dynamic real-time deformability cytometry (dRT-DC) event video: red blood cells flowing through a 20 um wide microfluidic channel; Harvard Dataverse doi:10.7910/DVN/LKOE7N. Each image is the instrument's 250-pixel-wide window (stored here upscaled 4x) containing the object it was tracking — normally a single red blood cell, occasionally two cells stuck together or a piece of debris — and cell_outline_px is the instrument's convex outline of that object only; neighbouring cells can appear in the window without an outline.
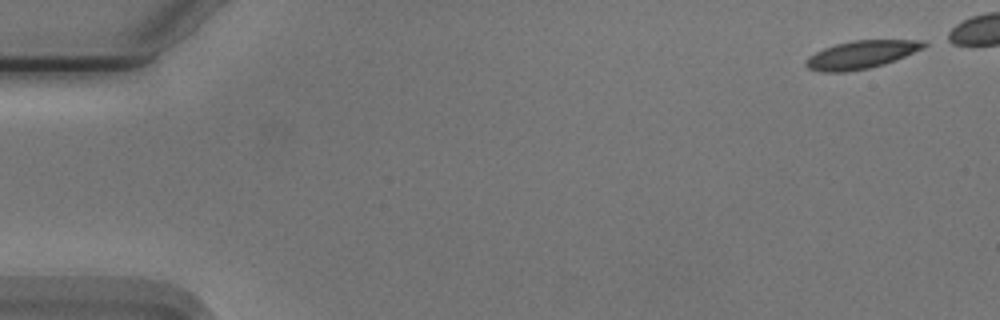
{"species": "Egyptian fruit bat (a non-hibernating species)", "species_latin": "Rousettus aegyptiacus", "temperature_condition": "cold", "stored_images_in_passage": 46, "camera_frame_rate_fps": 3000, "um_per_image_px": 0.085, "animal": {"sex": "male"}, "frame": {"image": 1, "passage_image": 1, "time_ms": 0.0, "image_size_px": [1000, 320], "cell_outline_px": [[928, 44], [924, 48], [896, 60], [884, 64], [868, 68], [848, 72], [820, 72], [808, 68], [804, 64], [808, 56], [824, 48], [836, 44], [852, 40], [924, 40]], "centroid_in_image_um": [73.21, 4.65], "position_along_channel_um": 11.8, "area_um2": 19.31}}
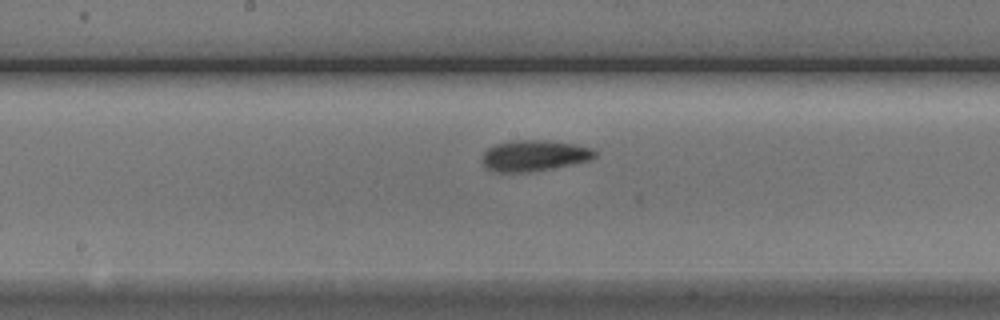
{"frame": {"image": 2, "passage_image": 27, "time_ms": 8.667, "image_size_px": [1000, 320], "cell_outline_px": [[596, 156], [592, 160], [532, 172], [492, 172], [480, 160], [484, 152], [488, 148], [496, 144], [516, 140], [548, 140], [572, 144], [592, 148], [596, 152]], "centroid_in_image_um": [45.4, 13.23], "position_along_channel_um": 202.8, "area_um2": 20.4}}
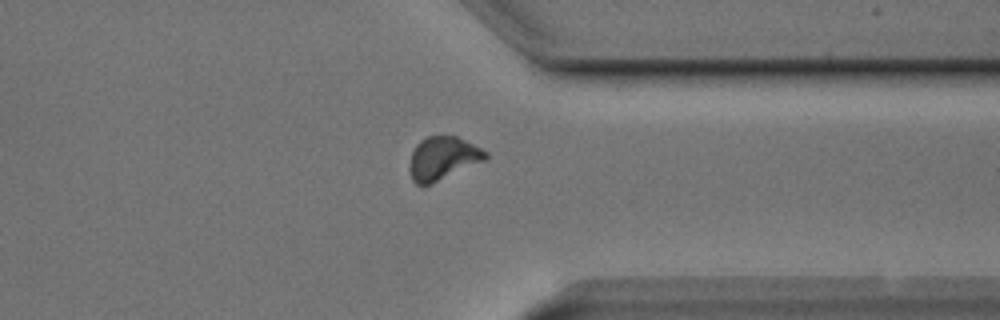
{"frame": {"image": 3, "passage_image": 41, "time_ms": 13.333, "image_size_px": [1000, 320], "cell_outline_px": [[488, 156], [484, 160], [428, 184], [416, 184], [412, 180], [408, 168], [412, 152], [416, 144], [420, 140], [428, 136], [456, 136], [488, 152]], "centroid_in_image_um": [37.59, 13.43], "position_along_channel_um": 373.8, "area_um2": 18.61}}